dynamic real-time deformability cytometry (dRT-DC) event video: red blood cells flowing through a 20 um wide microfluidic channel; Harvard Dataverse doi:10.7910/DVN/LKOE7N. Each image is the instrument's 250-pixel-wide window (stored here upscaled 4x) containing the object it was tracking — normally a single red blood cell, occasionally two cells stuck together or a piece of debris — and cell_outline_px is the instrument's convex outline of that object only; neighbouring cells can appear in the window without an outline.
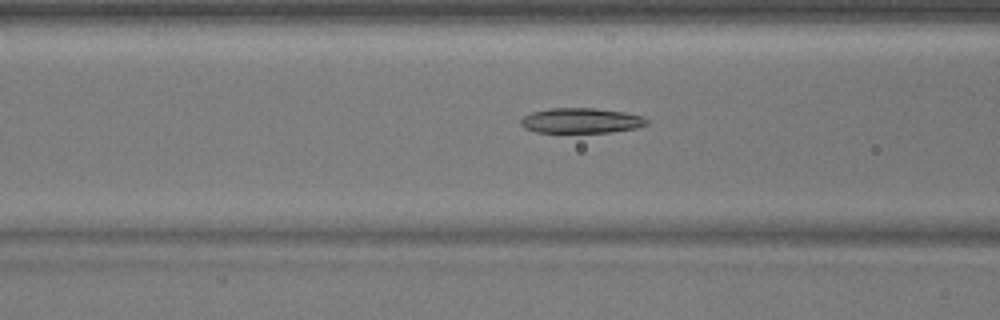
{"species": "common noctule bat (a hibernating species)", "species_latin": "Nyctalus noctula", "temperature_condition": "warm", "stored_images_in_passage": 37, "camera_frame_rate_fps": 3000, "um_per_image_px": 0.085, "animal": {"sex": "male", "body_mass_g": 17.9}, "frame": {"image": 1, "passage_image": 15, "time_ms": 4.667, "image_size_px": [1000, 320], "cell_outline_px": [[648, 124], [636, 128], [608, 132], [536, 132], [524, 128], [520, 124], [520, 120], [524, 116], [532, 112], [548, 108], [596, 108], [624, 112], [644, 116], [648, 120]], "centroid_in_image_um": [49.39, 10.24], "position_along_channel_um": 117.2, "area_um2": 18.5}}
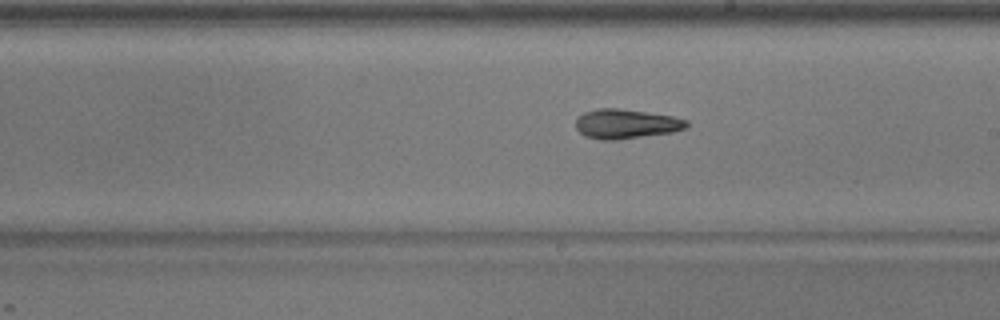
{"frame": {"image": 2, "passage_image": 24, "time_ms": 7.667, "image_size_px": [1000, 320], "cell_outline_px": [[688, 128], [672, 132], [616, 140], [600, 140], [584, 136], [576, 128], [576, 120], [584, 112], [596, 108], [616, 108], [648, 112], [672, 116], [688, 120]], "centroid_in_image_um": [53.22, 10.53], "position_along_channel_um": 235.8, "area_um2": 19.13}}
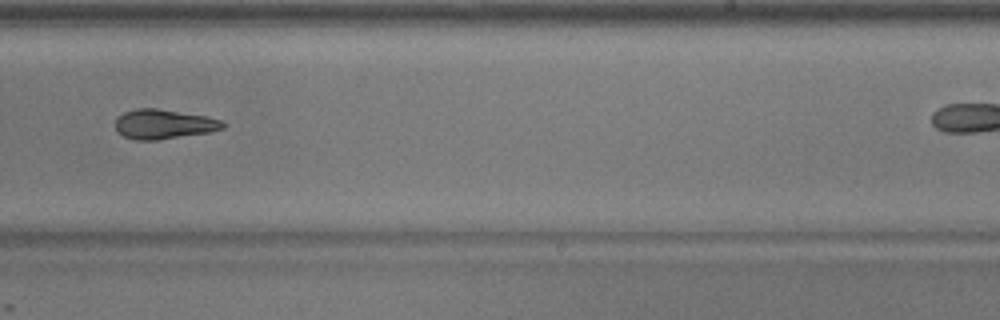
{"frame": {"image": 3, "passage_image": 27, "time_ms": 8.667, "image_size_px": [1000, 320], "cell_outline_px": [[224, 128], [212, 132], [156, 140], [136, 140], [124, 136], [116, 132], [116, 116], [124, 112], [136, 108], [156, 108], [204, 116], [220, 120], [224, 124]], "centroid_in_image_um": [13.87, 10.56], "position_along_channel_um": 275.1, "area_um2": 18.5}}